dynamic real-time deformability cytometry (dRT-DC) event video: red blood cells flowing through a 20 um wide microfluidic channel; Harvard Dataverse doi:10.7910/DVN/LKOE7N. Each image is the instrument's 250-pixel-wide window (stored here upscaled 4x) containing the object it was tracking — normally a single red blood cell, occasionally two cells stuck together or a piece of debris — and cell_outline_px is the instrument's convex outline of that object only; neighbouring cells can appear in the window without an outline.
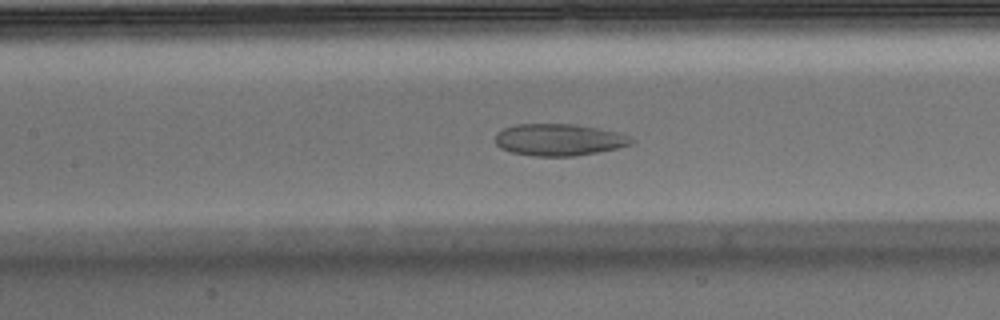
{"species": "Egyptian fruit bat (a non-hibernating species)", "species_latin": "Rousettus aegyptiacus", "temperature_condition": "warm", "stored_images_in_passage": 51, "camera_frame_rate_fps": 3000, "um_per_image_px": 0.085, "animal": {"sex": "male"}, "frame": {"image": 1, "passage_image": 22, "time_ms": 7.0, "image_size_px": [1000, 320], "cell_outline_px": [[636, 140], [632, 144], [616, 148], [576, 156], [532, 156], [512, 152], [500, 148], [496, 144], [496, 132], [504, 128], [516, 124], [572, 124], [596, 128], [616, 132], [632, 136]], "centroid_in_image_um": [47.51, 11.88], "position_along_channel_um": 159.9, "area_um2": 25.26}}
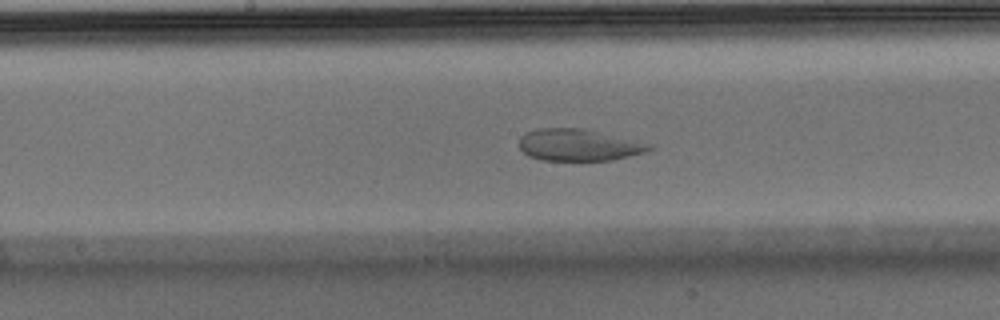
{"frame": {"image": 2, "passage_image": 25, "time_ms": 8.0, "image_size_px": [1000, 320], "cell_outline_px": [[652, 148], [644, 152], [612, 160], [540, 160], [528, 156], [520, 148], [520, 136], [524, 132], [536, 128], [584, 128], [652, 144]], "centroid_in_image_um": [49.14, 12.31], "position_along_channel_um": 199.1, "area_um2": 24.1}}
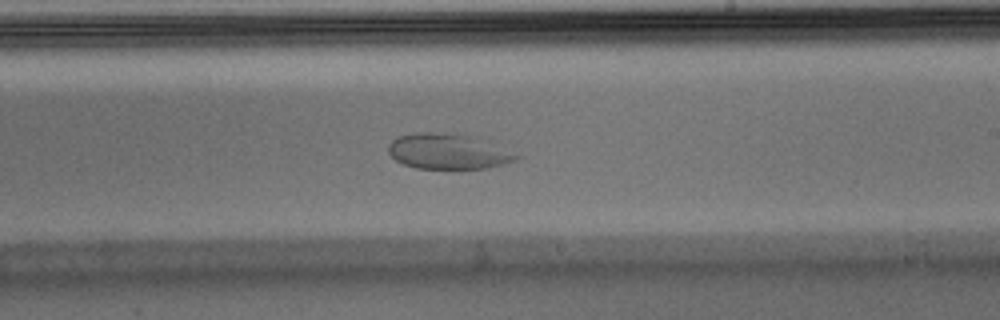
{"frame": {"image": 3, "passage_image": 29, "time_ms": 9.333, "image_size_px": [1000, 320], "cell_outline_px": [[520, 156], [516, 160], [488, 168], [416, 168], [404, 164], [396, 160], [388, 152], [388, 144], [396, 136], [420, 132], [444, 132], [464, 136]], "centroid_in_image_um": [37.92, 12.88], "position_along_channel_um": 251.1, "area_um2": 25.26}}